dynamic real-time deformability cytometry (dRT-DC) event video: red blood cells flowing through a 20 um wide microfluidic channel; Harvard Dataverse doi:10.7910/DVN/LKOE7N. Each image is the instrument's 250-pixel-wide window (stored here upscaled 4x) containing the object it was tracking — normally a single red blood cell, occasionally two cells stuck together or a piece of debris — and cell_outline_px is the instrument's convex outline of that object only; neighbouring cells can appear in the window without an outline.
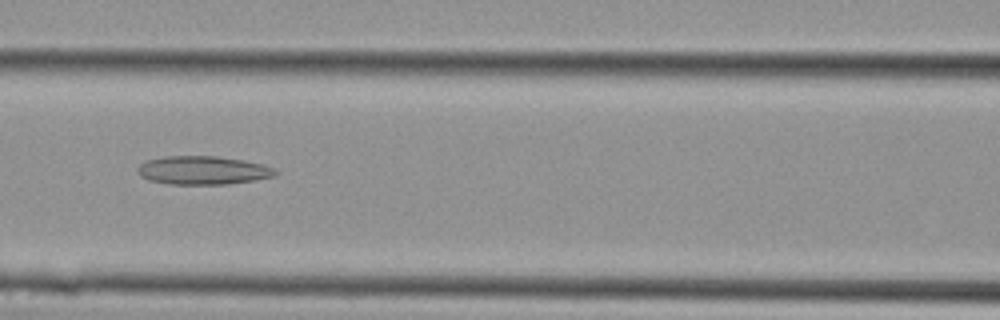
{"species": "Egyptian fruit bat (a non-hibernating species)", "species_latin": "Rousettus aegyptiacus", "temperature_condition": "cold", "stored_images_in_passage": 28, "camera_frame_rate_fps": 3000, "um_per_image_px": 0.085, "animal": {"sex": "female"}, "frame": {"image": 1, "passage_image": 12, "time_ms": 3.667, "image_size_px": [1000, 320], "cell_outline_px": [[280, 172], [276, 176], [228, 184], [168, 184], [148, 180], [140, 176], [136, 172], [136, 168], [140, 164], [148, 160], [164, 156], [216, 156], [240, 160], [260, 164], [272, 168]], "centroid_in_image_um": [17.19, 14.48], "position_along_channel_um": 149.4, "area_um2": 22.77}}
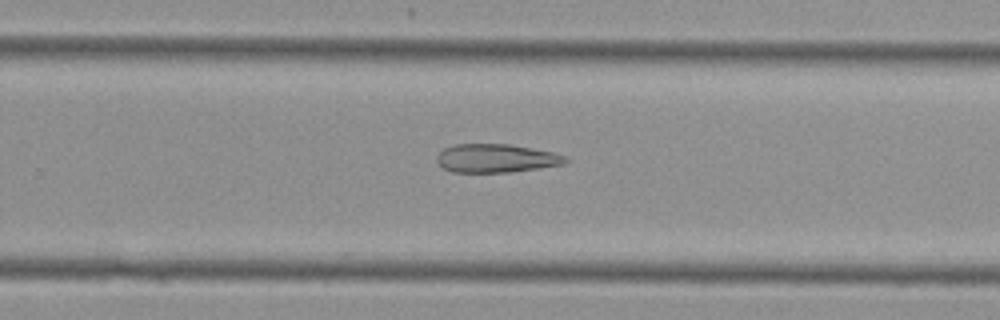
{"frame": {"image": 2, "passage_image": 18, "time_ms": 5.667, "image_size_px": [1000, 320], "cell_outline_px": [[568, 160], [564, 164], [512, 172], [452, 172], [444, 168], [436, 160], [436, 156], [444, 148], [456, 144], [508, 144], [552, 152], [564, 156]], "centroid_in_image_um": [42.14, 13.45], "position_along_channel_um": 287.7, "area_um2": 21.15}}
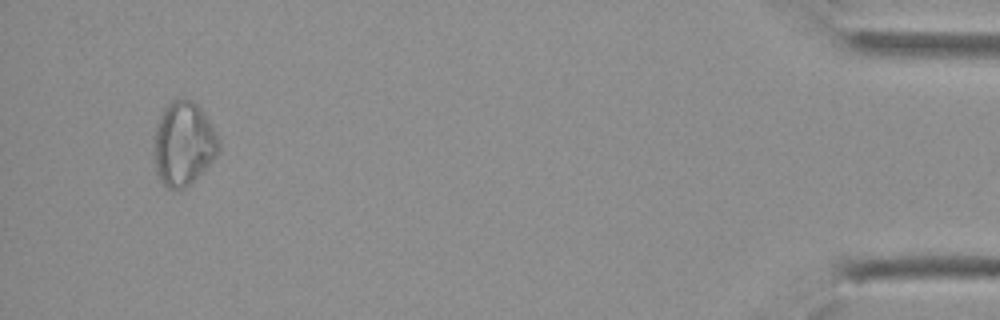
{"frame": {"image": 3, "passage_image": 27, "time_ms": 8.667, "image_size_px": [1000, 320], "cell_outline_px": [[220, 152], [184, 188], [168, 188], [160, 180], [156, 172], [156, 124], [164, 108], [172, 100], [180, 96], [184, 96], [196, 104], [200, 108], [208, 120], [220, 140]], "centroid_in_image_um": [15.61, 12.16], "position_along_channel_um": 419.6, "area_um2": 30.92}}